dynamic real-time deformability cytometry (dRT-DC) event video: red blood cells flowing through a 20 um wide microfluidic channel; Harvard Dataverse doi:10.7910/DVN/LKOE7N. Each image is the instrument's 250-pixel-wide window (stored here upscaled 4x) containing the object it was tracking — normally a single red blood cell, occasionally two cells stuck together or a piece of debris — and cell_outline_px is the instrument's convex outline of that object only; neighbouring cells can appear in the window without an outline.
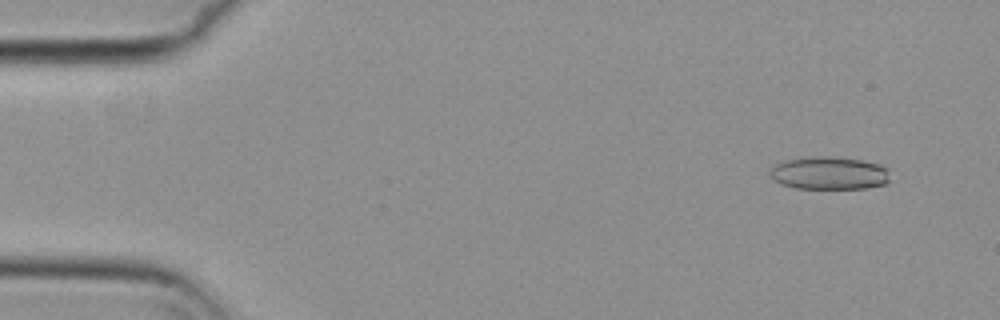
{"species": "common noctule bat (a hibernating species)", "species_latin": "Nyctalus noctula", "temperature_condition": "cold", "stored_images_in_passage": 56, "camera_frame_rate_fps": 3000, "um_per_image_px": 0.085, "animal": {"sex": "female", "body_mass_g": 29.2, "forearm_length_mm": 56.3}, "frame": {"image": 1, "passage_image": 5, "time_ms": 1.333, "image_size_px": [1000, 320], "cell_outline_px": [[888, 184], [868, 188], [796, 188], [780, 184], [768, 172], [776, 164], [788, 160], [816, 156], [832, 156], [860, 160], [880, 164], [888, 168]], "centroid_in_image_um": [70.53, 14.72], "position_along_channel_um": 14.5, "area_um2": 22.89}}
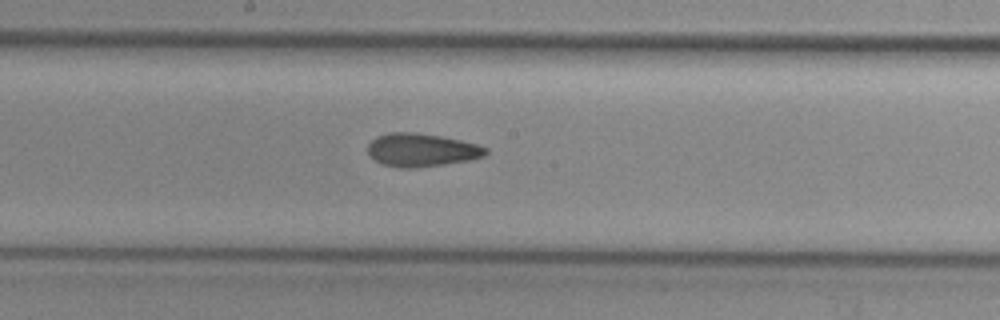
{"frame": {"image": 2, "passage_image": 30, "time_ms": 9.667, "image_size_px": [1000, 320], "cell_outline_px": [[488, 152], [484, 156], [468, 160], [444, 164], [416, 168], [400, 168], [384, 164], [376, 160], [368, 152], [368, 144], [376, 136], [388, 132], [416, 132], [440, 136], [460, 140], [476, 144], [488, 148]], "centroid_in_image_um": [35.83, 12.74], "position_along_channel_um": 212.4, "area_um2": 22.72}}
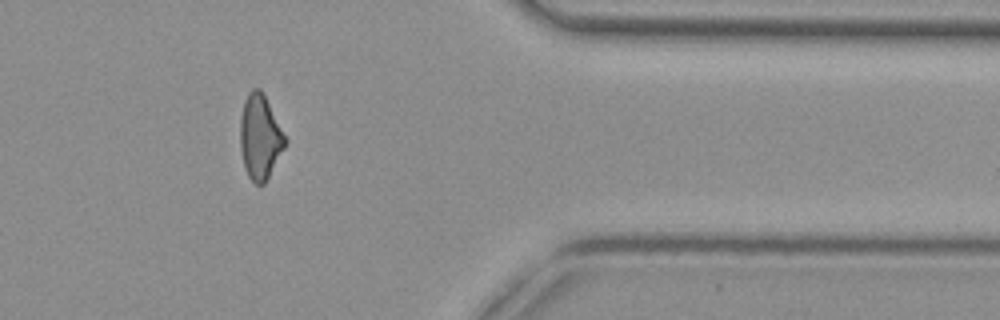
{"frame": {"image": 3, "passage_image": 46, "time_ms": 15.0, "image_size_px": [1000, 320], "cell_outline_px": [[288, 140], [284, 148], [264, 184], [256, 184], [248, 176], [244, 168], [240, 148], [240, 120], [244, 100], [248, 92], [252, 88], [260, 88]], "centroid_in_image_um": [22.09, 11.64], "position_along_channel_um": 389.3, "area_um2": 22.02}, "authors_computed_cell_mechanics": {"area_um2": 22.7154, "velocity_mm_per_s": 3.7285, "shape_relaxation_time_tau1_ms": null, "shape_relaxation_time_tau2_ms": 3.8498, "deformation_change_tau1": null, "deformation_change_tau2": 0.1258}}